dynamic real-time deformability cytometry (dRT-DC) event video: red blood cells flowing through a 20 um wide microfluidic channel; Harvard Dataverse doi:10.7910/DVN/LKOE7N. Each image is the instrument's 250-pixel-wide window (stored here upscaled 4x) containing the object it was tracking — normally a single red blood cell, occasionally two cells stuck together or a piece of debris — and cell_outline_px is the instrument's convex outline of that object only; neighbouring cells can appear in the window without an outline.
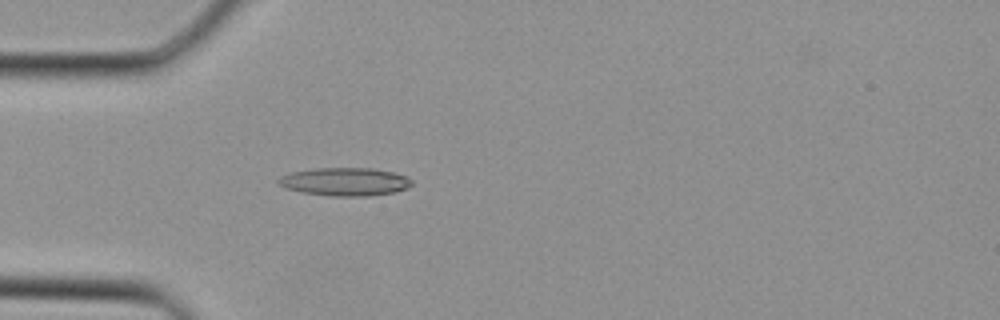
{"species": "Egyptian fruit bat (a non-hibernating species)", "species_latin": "Rousettus aegyptiacus", "temperature_condition": "cold", "stored_images_in_passage": 35, "camera_frame_rate_fps": 3000, "um_per_image_px": 0.085, "animal": {"sex": "female"}, "frame": {"image": 1, "passage_image": 10, "time_ms": 3.0, "image_size_px": [1000, 320], "cell_outline_px": [[412, 184], [408, 188], [396, 192], [368, 196], [328, 196], [300, 192], [284, 188], [276, 184], [276, 180], [280, 176], [292, 172], [316, 168], [372, 168], [392, 172], [408, 176], [412, 180]], "centroid_in_image_um": [29.3, 15.45], "position_along_channel_um": 55.7, "area_um2": 22.2}}
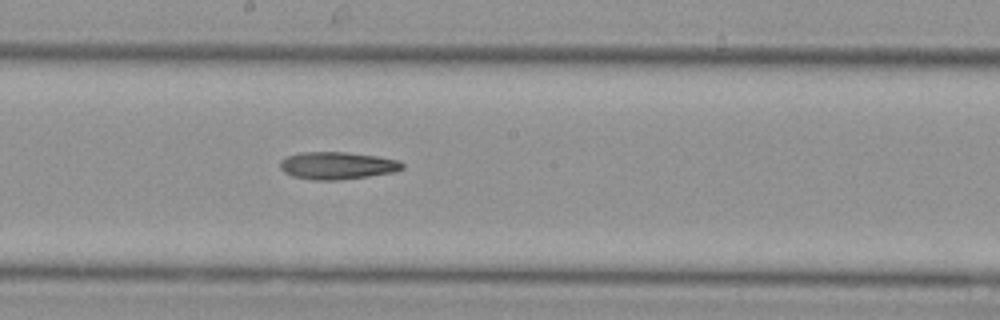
{"frame": {"image": 2, "passage_image": 19, "time_ms": 6.0, "image_size_px": [1000, 320], "cell_outline_px": [[404, 168], [392, 172], [368, 176], [336, 180], [312, 180], [292, 176], [284, 172], [280, 168], [280, 160], [284, 156], [300, 152], [344, 152], [376, 156], [400, 160], [404, 164]], "centroid_in_image_um": [28.62, 14.07], "position_along_channel_um": 219.6, "area_um2": 19.59}}
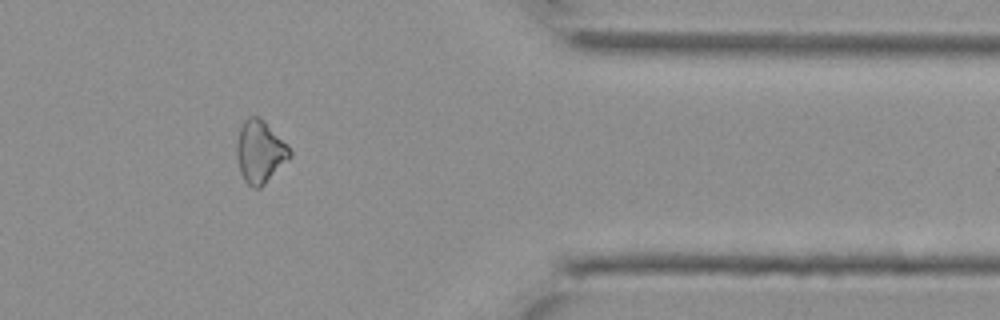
{"frame": {"image": 3, "passage_image": 29, "time_ms": 9.333, "image_size_px": [1000, 320], "cell_outline_px": [[292, 156], [260, 188], [252, 188], [244, 180], [240, 172], [236, 156], [236, 144], [240, 128], [244, 120], [248, 116], [256, 116], [264, 120], [288, 144], [292, 152]], "centroid_in_image_um": [22.1, 12.88], "position_along_channel_um": 389.3, "area_um2": 19.48}}